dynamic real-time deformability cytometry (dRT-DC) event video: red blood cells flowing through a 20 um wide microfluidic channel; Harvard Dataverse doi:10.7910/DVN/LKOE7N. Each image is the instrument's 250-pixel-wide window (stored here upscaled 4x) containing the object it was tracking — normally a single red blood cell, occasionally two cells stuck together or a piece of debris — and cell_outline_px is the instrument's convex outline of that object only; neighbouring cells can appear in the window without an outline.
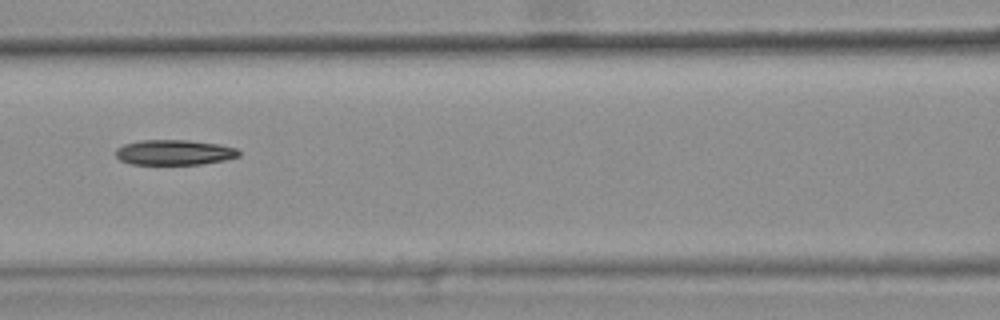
{"species": "common noctule bat (a hibernating species)", "species_latin": "Nyctalus noctula", "temperature_condition": "warm", "stored_images_in_passage": 27, "camera_frame_rate_fps": 3000, "um_per_image_px": 0.085, "animal": {"sex": "female", "body_mass_g": 25.1}, "frame": {"image": 1, "passage_image": 8, "time_ms": 2.333, "image_size_px": [1000, 320], "cell_outline_px": [[240, 156], [224, 160], [200, 164], [132, 164], [120, 160], [116, 156], [116, 148], [124, 144], [140, 140], [188, 140], [220, 144], [236, 148], [240, 152]], "centroid_in_image_um": [14.81, 12.95], "position_along_channel_um": 151.8, "area_um2": 18.09}}